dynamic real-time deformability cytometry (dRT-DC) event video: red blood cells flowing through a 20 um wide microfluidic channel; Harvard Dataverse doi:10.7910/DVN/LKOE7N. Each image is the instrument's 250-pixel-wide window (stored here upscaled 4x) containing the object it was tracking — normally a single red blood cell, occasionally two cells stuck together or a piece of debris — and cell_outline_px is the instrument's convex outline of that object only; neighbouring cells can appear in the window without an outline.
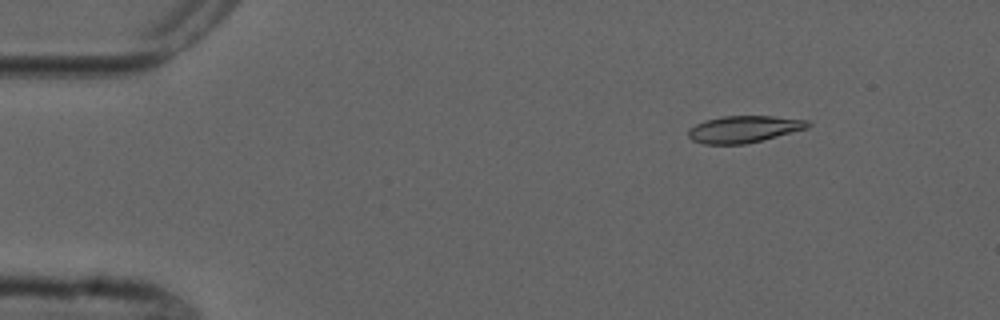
{"species": "common noctule bat (a hibernating species)", "species_latin": "Nyctalus noctula", "temperature_condition": "cold", "stored_images_in_passage": 9, "camera_frame_rate_fps": 3000, "um_per_image_px": 0.085, "animal": {"sex": "male", "forearm_length_mm": 52.5}, "frame": {"image": 1, "passage_image": 1, "time_ms": 0.0, "image_size_px": [1000, 320], "cell_outline_px": [[812, 124], [808, 128], [764, 140], [744, 144], [704, 144], [692, 140], [688, 136], [688, 132], [696, 124], [704, 120], [724, 116], [772, 116], [808, 120]], "centroid_in_image_um": [63.26, 10.98], "position_along_channel_um": 21.7, "area_um2": 18.73}}
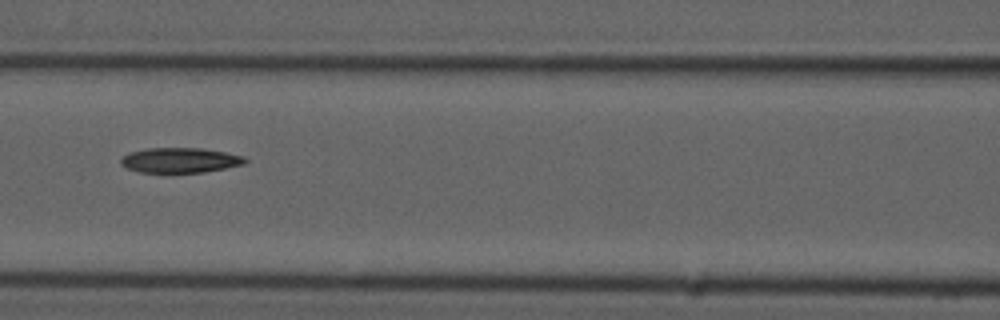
{"frame": {"image": 2, "passage_image": 6, "time_ms": 5.667, "image_size_px": [1000, 320], "cell_outline_px": [[248, 160], [244, 164], [204, 172], [140, 172], [128, 168], [120, 164], [120, 160], [124, 156], [132, 152], [148, 148], [200, 148], [224, 152], [244, 156]], "centroid_in_image_um": [15.32, 13.62], "position_along_channel_um": 151.3, "area_um2": 17.86}}
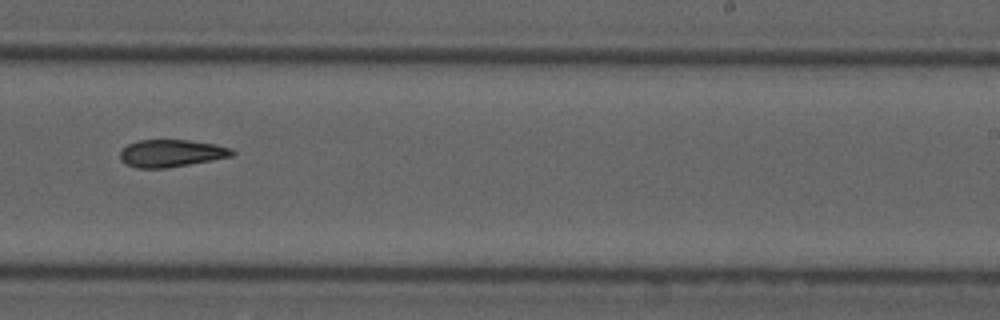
{"frame": {"image": 3, "passage_image": 9, "time_ms": 9.0, "image_size_px": [1000, 320], "cell_outline_px": [[236, 152], [232, 156], [212, 160], [164, 168], [136, 168], [120, 160], [120, 152], [128, 144], [136, 140], [188, 140], [216, 144], [232, 148]], "centroid_in_image_um": [14.57, 13.02], "position_along_channel_um": 274.4, "area_um2": 17.8}}